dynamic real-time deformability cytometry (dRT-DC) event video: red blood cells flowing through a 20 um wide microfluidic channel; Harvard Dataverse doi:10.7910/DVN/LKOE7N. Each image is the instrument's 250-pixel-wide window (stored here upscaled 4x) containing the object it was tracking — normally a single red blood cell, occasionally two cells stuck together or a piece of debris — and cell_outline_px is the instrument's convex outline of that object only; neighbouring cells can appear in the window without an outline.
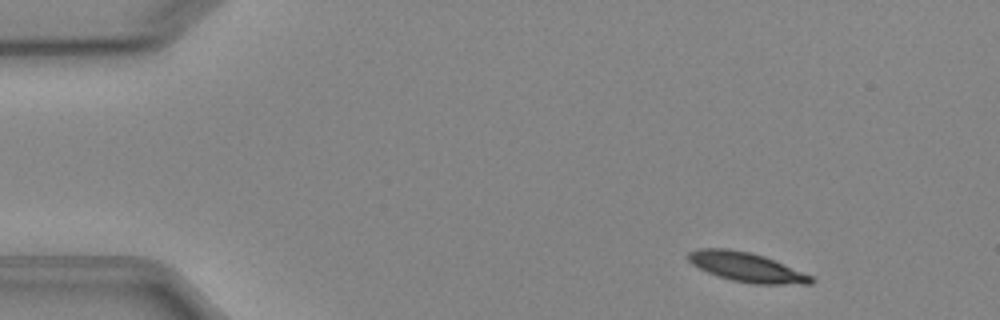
{"species": "Egyptian fruit bat (a non-hibernating species)", "species_latin": "Rousettus aegyptiacus", "temperature_condition": "cold", "stored_images_in_passage": 6, "camera_frame_rate_fps": 3000, "um_per_image_px": 0.085, "animal": {"sex": "female"}, "frame": {"image": 1, "passage_image": 2, "time_ms": 1.0, "image_size_px": [1000, 320], "cell_outline_px": [[816, 280], [812, 284], [752, 284], [732, 280], [708, 272], [692, 264], [684, 256], [688, 252], [700, 248], [728, 248], [748, 252], [764, 256], [812, 276]], "centroid_in_image_um": [63.43, 22.7], "position_along_channel_um": 21.6, "area_um2": 20.92}}